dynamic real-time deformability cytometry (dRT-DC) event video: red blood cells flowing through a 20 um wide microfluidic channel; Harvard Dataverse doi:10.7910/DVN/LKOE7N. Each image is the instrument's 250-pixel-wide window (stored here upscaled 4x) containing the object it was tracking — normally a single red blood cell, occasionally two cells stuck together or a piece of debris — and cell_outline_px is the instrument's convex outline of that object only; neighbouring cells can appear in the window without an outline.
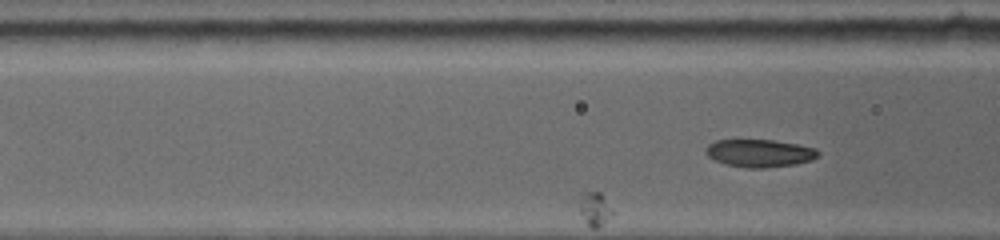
{"species": "common noctule bat (a hibernating species)", "species_latin": "Nyctalus noctula", "temperature_condition": "warm", "stored_images_in_passage": 15, "camera_frame_rate_fps": 4500, "um_per_image_px": 0.085, "animal": {"sex": "female", "body_mass_g": 19.0, "forearm_length_mm": 53.3}, "frame": {"image": 1, "passage_image": 15, "time_ms": 3.556, "image_size_px": [1000, 240], "cell_outline_px": [[820, 152], [812, 160], [796, 164], [764, 168], [748, 168], [724, 164], [712, 160], [704, 152], [704, 148], [708, 144], [716, 140], [776, 140], [816, 148]], "centroid_in_image_um": [64.52, 13.02], "position_along_channel_um": 102.1, "area_um2": 18.32}}